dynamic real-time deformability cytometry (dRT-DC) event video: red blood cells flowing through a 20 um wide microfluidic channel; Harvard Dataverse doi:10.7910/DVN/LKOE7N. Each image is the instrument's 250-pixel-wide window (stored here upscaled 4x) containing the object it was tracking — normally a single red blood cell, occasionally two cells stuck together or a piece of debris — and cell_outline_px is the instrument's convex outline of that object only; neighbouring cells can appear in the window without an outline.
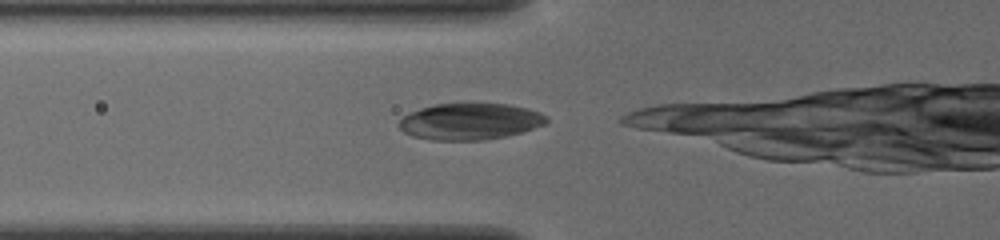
{"species": "common noctule bat (a hibernating species)", "species_latin": "Nyctalus noctula", "temperature_condition": "cold", "stored_images_in_passage": 23, "camera_frame_rate_fps": 3000, "um_per_image_px": 0.085, "animal": {"sex": "female", "body_mass_g": 19.5, "forearm_length_mm": 54.1}, "frame": {"image": 1, "passage_image": 2, "time_ms": 0.333, "image_size_px": [1000, 240], "cell_outline_px": [[548, 120], [544, 124], [508, 136], [484, 140], [432, 140], [412, 136], [404, 132], [396, 124], [408, 112], [420, 108], [436, 104], [508, 104], [528, 108], [540, 112], [548, 116]], "centroid_in_image_um": [39.93, 10.33], "position_along_channel_um": 85.9, "area_um2": 31.39}}
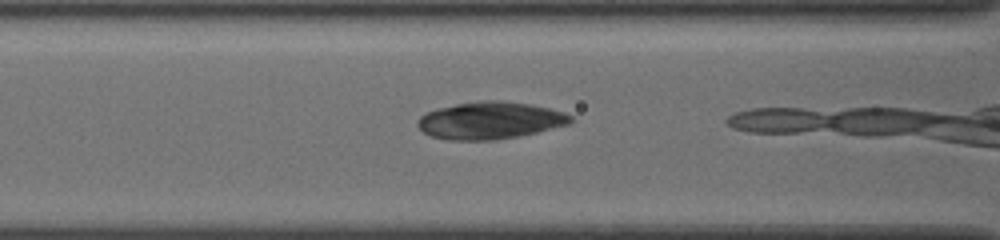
{"frame": {"image": 2, "passage_image": 5, "time_ms": 1.333, "image_size_px": [1000, 240], "cell_outline_px": [[572, 120], [568, 124], [536, 132], [496, 140], [448, 140], [432, 136], [424, 132], [416, 124], [416, 120], [420, 116], [428, 112], [440, 108], [456, 104], [476, 100], [500, 100], [532, 104], [564, 112], [572, 116]], "centroid_in_image_um": [41.64, 10.23], "position_along_channel_um": 125.0, "area_um2": 33.06}}
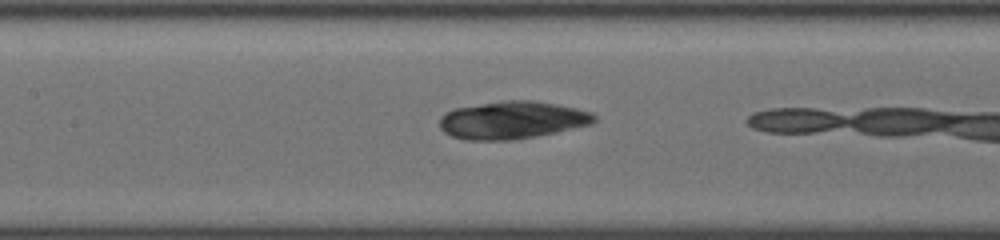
{"frame": {"image": 3, "passage_image": 8, "time_ms": 2.333, "image_size_px": [1000, 240], "cell_outline_px": [[596, 120], [592, 124], [556, 132], [536, 136], [512, 140], [464, 140], [452, 136], [444, 132], [440, 128], [440, 116], [444, 112], [456, 108], [504, 100], [536, 100], [576, 108], [592, 112], [596, 116]], "centroid_in_image_um": [43.54, 10.2], "position_along_channel_um": 163.9, "area_um2": 34.04}}